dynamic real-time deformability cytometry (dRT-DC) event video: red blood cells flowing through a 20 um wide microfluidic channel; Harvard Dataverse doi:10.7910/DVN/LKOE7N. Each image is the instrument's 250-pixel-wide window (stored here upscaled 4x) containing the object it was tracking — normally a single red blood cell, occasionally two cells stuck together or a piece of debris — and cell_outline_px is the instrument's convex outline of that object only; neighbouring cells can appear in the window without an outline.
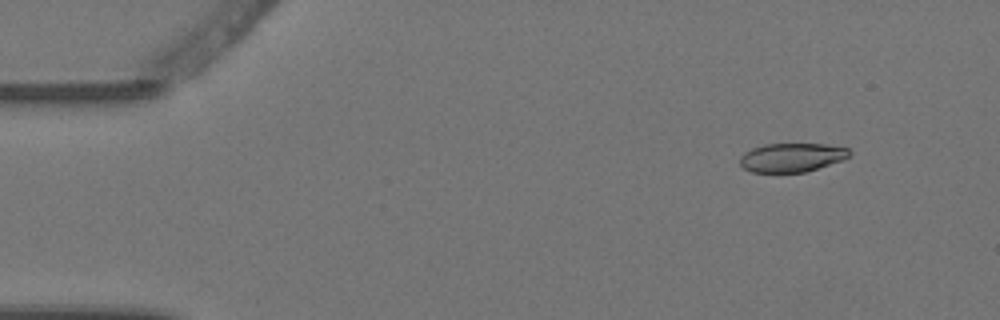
{"species": "Egyptian fruit bat (a non-hibernating species)", "species_latin": "Rousettus aegyptiacus", "temperature_condition": "warm", "stored_images_in_passage": 5, "camera_frame_rate_fps": 3000, "um_per_image_px": 0.085, "animal": {"sex": "female"}, "frame": {"image": 1, "passage_image": 2, "time_ms": 0.333, "image_size_px": [1000, 320], "cell_outline_px": [[852, 152], [844, 160], [804, 172], [752, 172], [744, 168], [740, 164], [740, 156], [744, 152], [752, 148], [764, 144], [824, 144], [848, 148]], "centroid_in_image_um": [67.3, 13.38], "position_along_channel_um": 17.7, "area_um2": 18.38}}
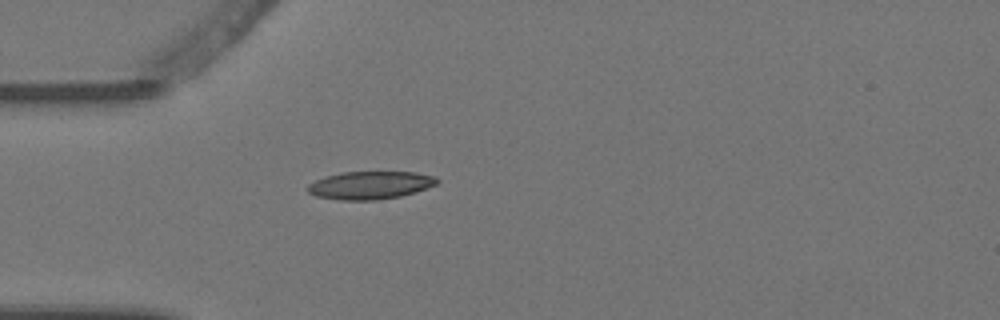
{"frame": {"image": 2, "passage_image": 5, "time_ms": 1.333, "image_size_px": [1000, 320], "cell_outline_px": [[440, 180], [436, 184], [416, 192], [400, 196], [376, 200], [340, 200], [316, 196], [308, 192], [304, 188], [308, 184], [324, 176], [340, 172], [416, 172], [436, 176]], "centroid_in_image_um": [31.44, 15.74], "position_along_channel_um": 53.6, "area_um2": 21.21}}